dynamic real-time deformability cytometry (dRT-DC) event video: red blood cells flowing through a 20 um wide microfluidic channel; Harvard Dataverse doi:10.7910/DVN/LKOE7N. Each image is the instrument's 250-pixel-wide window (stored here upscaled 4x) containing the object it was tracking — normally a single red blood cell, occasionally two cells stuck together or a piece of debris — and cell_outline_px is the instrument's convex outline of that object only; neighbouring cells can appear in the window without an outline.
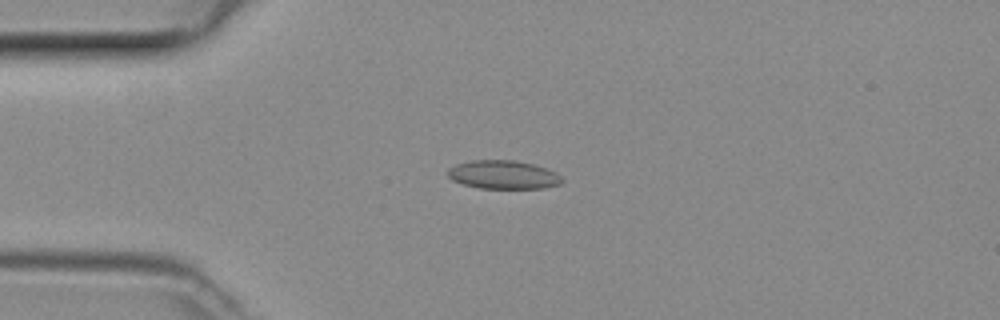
{"species": "common noctule bat (a hibernating species)", "species_latin": "Nyctalus noctula", "temperature_condition": "room temperature", "stored_images_in_passage": 48, "camera_frame_rate_fps": 3000, "um_per_image_px": 0.085, "animal": {"sex": "female", "body_mass_g": 29.2, "forearm_length_mm": 56.3}, "frame": {"image": 1, "passage_image": 12, "time_ms": 3.667, "image_size_px": [1000, 320], "cell_outline_px": [[564, 180], [560, 184], [544, 188], [480, 188], [464, 184], [452, 180], [448, 176], [448, 168], [456, 164], [472, 160], [512, 160], [532, 164], [556, 172]], "centroid_in_image_um": [42.77, 14.85], "position_along_channel_um": 42.2, "area_um2": 18.84}}
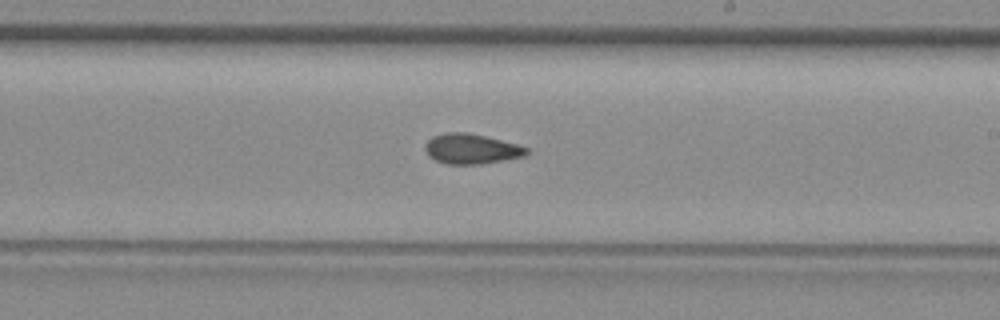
{"frame": {"image": 2, "passage_image": 28, "time_ms": 9.0, "image_size_px": [1000, 320], "cell_outline_px": [[528, 152], [524, 156], [504, 160], [480, 164], [448, 164], [436, 160], [428, 156], [424, 148], [424, 144], [432, 136], [444, 132], [468, 132], [516, 144], [528, 148]], "centroid_in_image_um": [40.01, 12.65], "position_along_channel_um": 249.0, "area_um2": 17.74}}
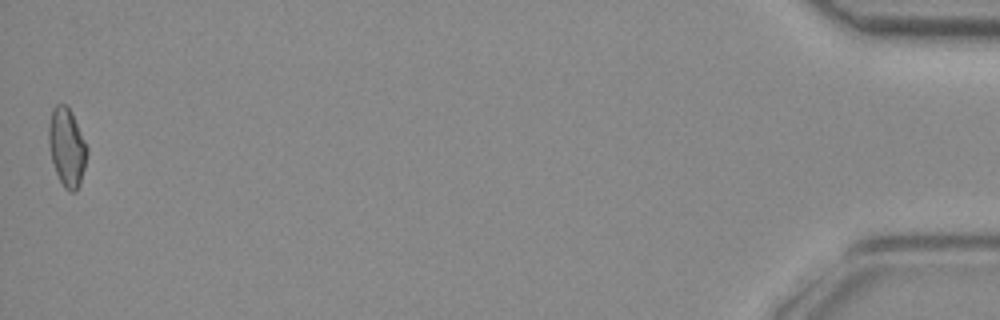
{"frame": {"image": 3, "passage_image": 48, "time_ms": 15.667, "image_size_px": [1000, 320], "cell_outline_px": [[88, 152], [80, 184], [76, 192], [68, 192], [64, 188], [56, 172], [52, 160], [48, 144], [48, 124], [52, 108], [56, 104], [64, 104], [72, 112], [88, 148]], "centroid_in_image_um": [5.68, 12.51], "position_along_channel_um": 429.5, "area_um2": 17.63}}